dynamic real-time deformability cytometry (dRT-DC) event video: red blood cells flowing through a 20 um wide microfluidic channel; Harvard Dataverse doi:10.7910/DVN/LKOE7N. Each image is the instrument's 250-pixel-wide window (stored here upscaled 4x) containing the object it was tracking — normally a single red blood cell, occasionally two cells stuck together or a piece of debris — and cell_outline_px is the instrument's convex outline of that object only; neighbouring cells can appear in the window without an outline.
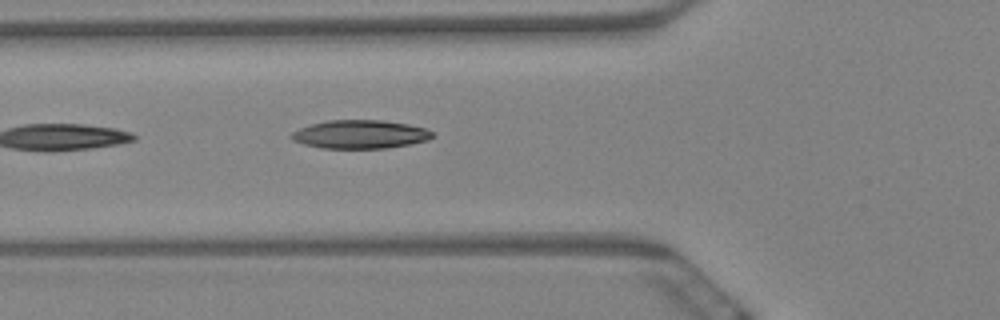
{"species": "Egyptian fruit bat (a non-hibernating species)", "species_latin": "Rousettus aegyptiacus", "temperature_condition": "warm", "stored_images_in_passage": 2, "camera_frame_rate_fps": 3000, "um_per_image_px": 0.085, "animal": {"sex": "female"}, "frame": {"image": 1, "passage_image": 2, "time_ms": 0.333, "image_size_px": [1000, 320], "cell_outline_px": [[432, 136], [428, 140], [412, 144], [384, 148], [320, 148], [304, 144], [292, 140], [288, 136], [292, 132], [300, 128], [312, 124], [328, 120], [384, 120], [408, 124], [424, 128], [432, 132]], "centroid_in_image_um": [30.58, 11.42], "position_along_channel_um": 95.2, "area_um2": 23.35}}